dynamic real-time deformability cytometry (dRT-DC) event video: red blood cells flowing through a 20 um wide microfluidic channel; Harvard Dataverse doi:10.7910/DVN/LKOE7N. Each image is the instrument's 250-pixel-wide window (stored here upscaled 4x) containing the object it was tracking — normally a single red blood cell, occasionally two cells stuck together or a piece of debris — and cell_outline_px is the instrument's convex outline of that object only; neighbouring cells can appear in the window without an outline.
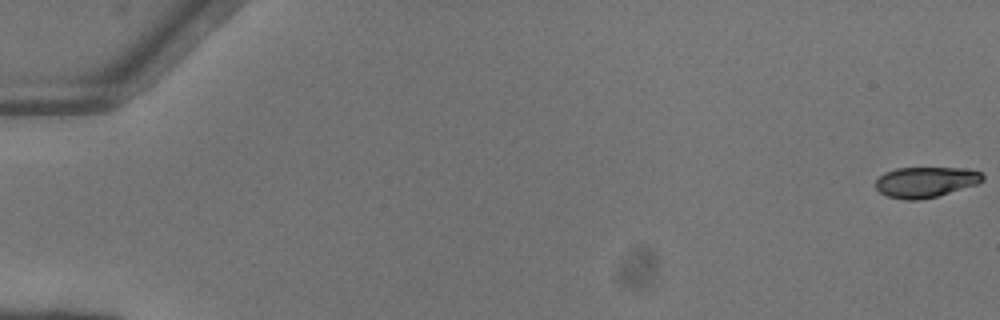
{"species": "common noctule bat (a hibernating species)", "species_latin": "Nyctalus noctula", "temperature_condition": "warm", "stored_images_in_passage": 15, "camera_frame_rate_fps": 3000, "um_per_image_px": 0.085, "animal": {"sex": "female"}, "frame": {"image": 1, "passage_image": 1, "time_ms": 0.0, "image_size_px": [1000, 320], "cell_outline_px": [[984, 180], [976, 184], [936, 196], [920, 200], [904, 200], [888, 196], [880, 192], [876, 188], [876, 180], [884, 172], [896, 168], [964, 168], [980, 172], [984, 176]], "centroid_in_image_um": [78.65, 15.47], "position_along_channel_um": 6.3, "area_um2": 18.9}}
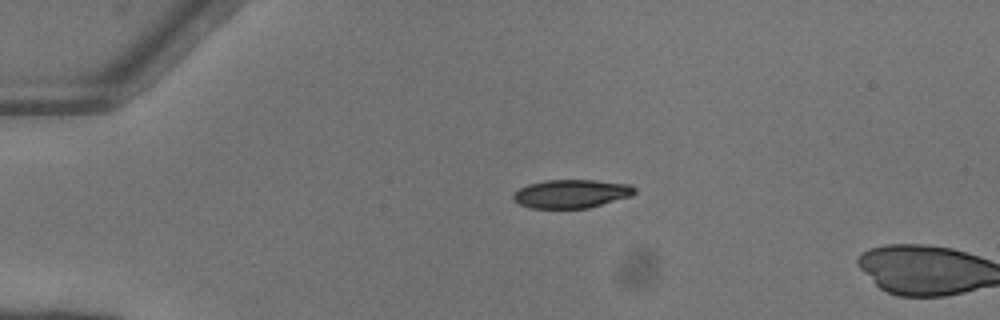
{"frame": {"image": 2, "passage_image": 13, "time_ms": 4.0, "image_size_px": [1000, 320], "cell_outline_px": [[636, 192], [632, 196], [588, 208], [528, 208], [512, 200], [512, 196], [520, 188], [528, 184], [544, 180], [596, 180], [628, 184], [636, 188]], "centroid_in_image_um": [48.56, 16.47], "position_along_channel_um": 36.4, "area_um2": 20.23}}